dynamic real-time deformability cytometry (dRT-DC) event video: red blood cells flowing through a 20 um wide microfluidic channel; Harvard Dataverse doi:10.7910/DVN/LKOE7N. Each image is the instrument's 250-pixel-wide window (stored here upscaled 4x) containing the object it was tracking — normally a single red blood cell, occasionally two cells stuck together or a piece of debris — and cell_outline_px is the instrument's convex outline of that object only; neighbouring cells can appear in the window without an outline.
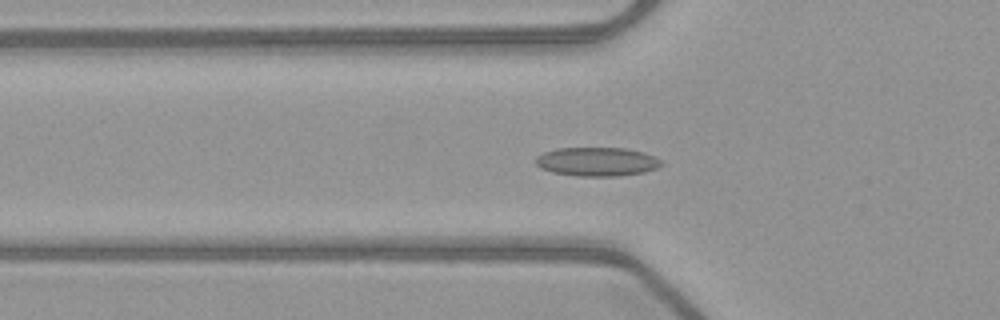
{"species": "common noctule bat (a hibernating species)", "species_latin": "Nyctalus noctula", "temperature_condition": "warm", "stored_images_in_passage": 53, "camera_frame_rate_fps": 3000, "um_per_image_px": 0.085, "animal": {"sex": "female", "body_mass_g": 21.9}, "frame": {"image": 1, "passage_image": 18, "time_ms": 5.667, "image_size_px": [1000, 320], "cell_outline_px": [[664, 164], [656, 168], [644, 172], [620, 176], [576, 176], [552, 172], [540, 168], [532, 160], [536, 156], [544, 152], [556, 148], [628, 148], [644, 152], [656, 156], [664, 160]], "centroid_in_image_um": [50.76, 13.74], "position_along_channel_um": 75.0, "area_um2": 21.56}}
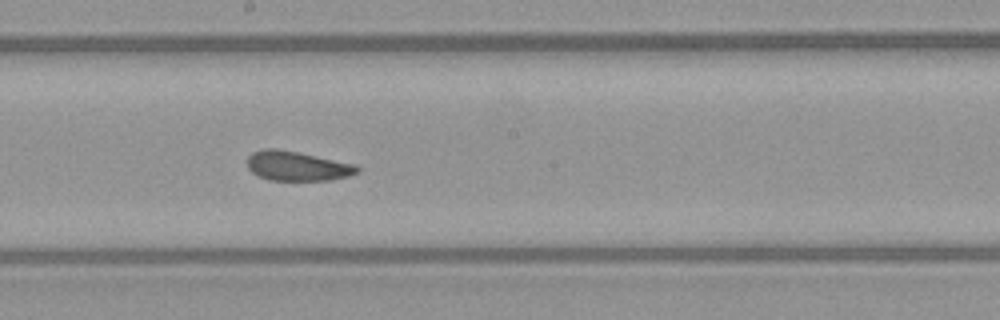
{"frame": {"image": 2, "passage_image": 29, "time_ms": 9.333, "image_size_px": [1000, 320], "cell_outline_px": [[360, 172], [348, 176], [332, 180], [268, 180], [256, 176], [248, 168], [248, 156], [252, 152], [264, 148], [276, 148], [356, 164], [360, 168]], "centroid_in_image_um": [25.26, 14.12], "position_along_channel_um": 222.9, "area_um2": 19.02}}
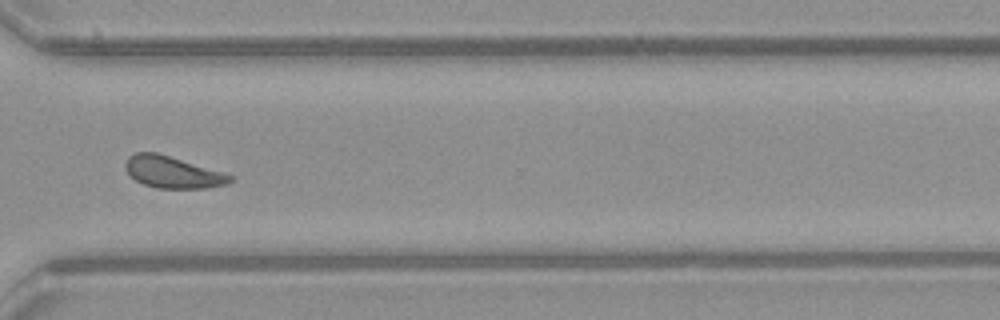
{"frame": {"image": 3, "passage_image": 39, "time_ms": 12.667, "image_size_px": [1000, 320], "cell_outline_px": [[236, 180], [228, 184], [208, 188], [156, 188], [144, 184], [136, 180], [124, 168], [124, 164], [128, 156], [136, 152], [156, 152], [224, 172], [236, 176]], "centroid_in_image_um": [14.73, 14.64], "position_along_channel_um": 355.9, "area_um2": 19.59}, "authors_computed_cell_mechanics": {"area_um2": 19.7676, "velocity_mm_per_s": 3.9948, "shape_relaxation_time_tau1_ms": 5.7922, "shape_relaxation_time_tau2_ms": 1.6295, "deformation_change_tau1": 0.1006, "deformation_change_tau2": 0.0854}}